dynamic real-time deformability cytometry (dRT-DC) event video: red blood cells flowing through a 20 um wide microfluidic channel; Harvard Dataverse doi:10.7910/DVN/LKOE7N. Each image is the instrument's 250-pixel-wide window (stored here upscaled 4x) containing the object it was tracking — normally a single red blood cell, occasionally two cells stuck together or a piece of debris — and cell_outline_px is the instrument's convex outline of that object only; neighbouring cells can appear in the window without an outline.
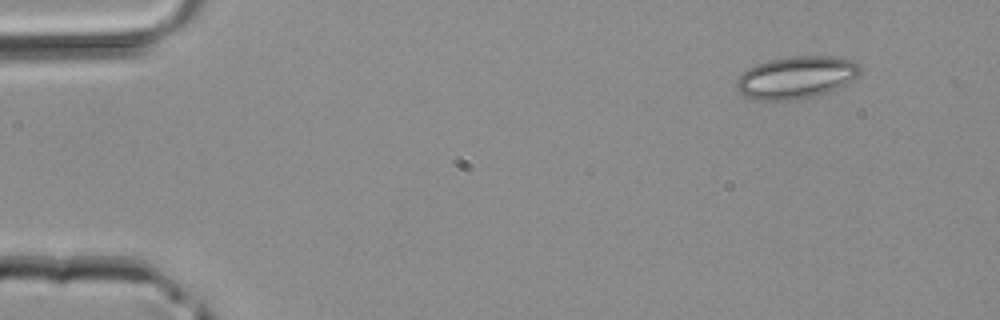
{"species": "common noctule bat (a hibernating species)", "species_latin": "Nyctalus noctula", "temperature_condition": "room temperature", "stored_images_in_passage": 4, "camera_frame_rate_fps": 3000, "um_per_image_px": 0.085, "animal": {"sex": "male", "body_mass_g": 20.4}, "frame": {"image": 1, "passage_image": 4, "time_ms": 1.0, "image_size_px": [1000, 320], "cell_outline_px": [[860, 72], [856, 76], [844, 84], [828, 92], [816, 96], [800, 100], [760, 100], [744, 96], [736, 88], [736, 80], [748, 68], [756, 64], [772, 60], [792, 56], [832, 56], [856, 60], [860, 64]], "centroid_in_image_um": [67.69, 6.58], "position_along_channel_um": 17.3, "area_um2": 30.46}}